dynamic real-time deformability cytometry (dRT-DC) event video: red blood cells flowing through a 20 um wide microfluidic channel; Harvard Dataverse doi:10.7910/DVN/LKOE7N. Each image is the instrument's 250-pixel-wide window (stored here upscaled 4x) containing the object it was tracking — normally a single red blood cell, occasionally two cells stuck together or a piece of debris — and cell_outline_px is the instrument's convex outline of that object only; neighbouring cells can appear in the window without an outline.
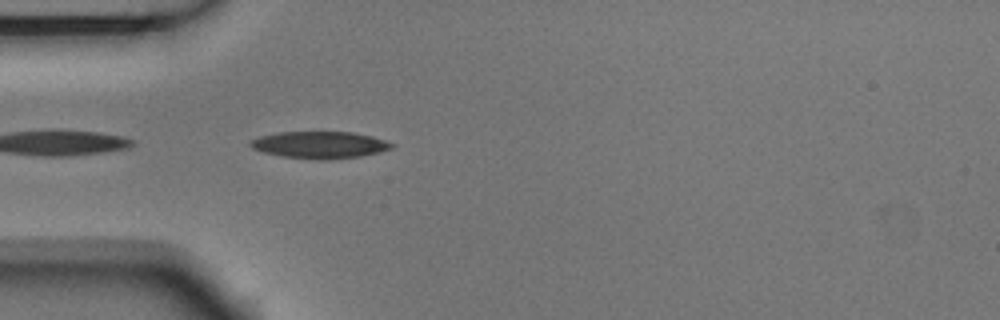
{"species": "Egyptian fruit bat (a non-hibernating species)", "species_latin": "Rousettus aegyptiacus", "temperature_condition": "room temperature", "stored_images_in_passage": 3, "camera_frame_rate_fps": 3000, "um_per_image_px": 0.085, "animal": {"sex": "male"}, "frame": {"image": 1, "passage_image": 3, "time_ms": 0.667, "image_size_px": [1000, 320], "cell_outline_px": [[396, 144], [392, 148], [380, 152], [360, 156], [328, 160], [320, 160], [284, 156], [264, 152], [252, 148], [248, 144], [252, 140], [260, 136], [276, 132], [352, 132], [372, 136]], "centroid_in_image_um": [27.2, 12.31], "position_along_channel_um": 57.8, "area_um2": 22.14}}